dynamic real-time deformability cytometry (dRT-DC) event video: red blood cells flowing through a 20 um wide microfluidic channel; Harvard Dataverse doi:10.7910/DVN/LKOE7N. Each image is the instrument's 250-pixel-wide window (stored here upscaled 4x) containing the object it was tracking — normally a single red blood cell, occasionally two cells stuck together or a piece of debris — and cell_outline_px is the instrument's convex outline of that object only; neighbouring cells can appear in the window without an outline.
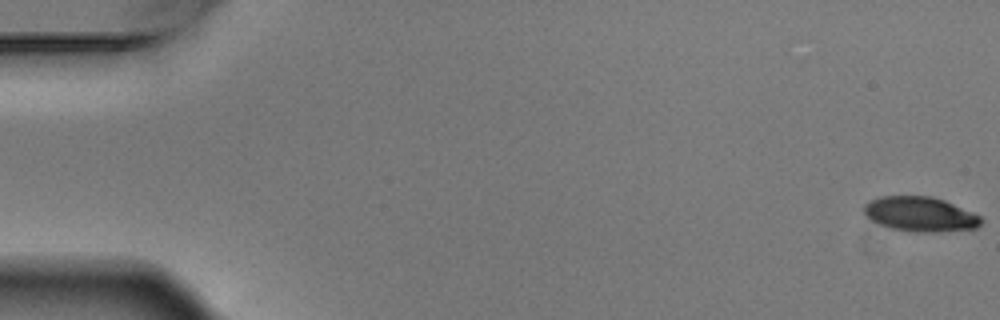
{"species": "Egyptian fruit bat (a non-hibernating species)", "species_latin": "Rousettus aegyptiacus", "temperature_condition": "warm", "stored_images_in_passage": 5, "camera_frame_rate_fps": 3000, "um_per_image_px": 0.085, "animal": {"sex": "male"}, "frame": {"image": 1, "passage_image": 1, "time_ms": 0.0, "image_size_px": [1000, 320], "cell_outline_px": [[984, 220], [976, 228], [936, 232], [908, 232], [892, 228], [880, 224], [872, 220], [864, 212], [864, 204], [880, 196], [932, 196], [944, 200], [972, 212], [980, 216]], "centroid_in_image_um": [78.23, 18.21], "position_along_channel_um": 6.8, "area_um2": 23.58}}
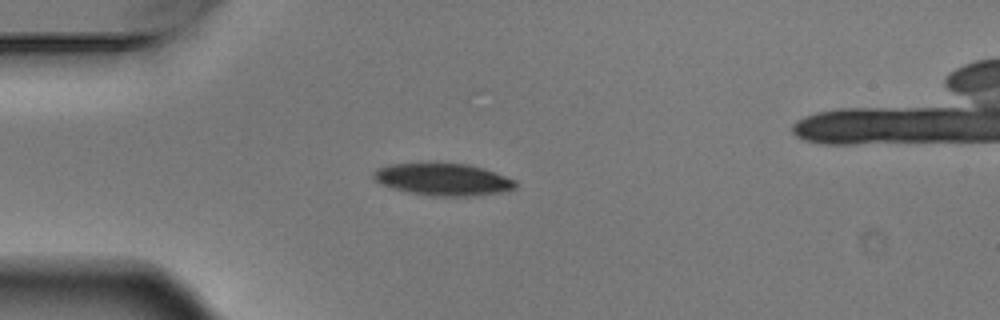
{"frame": {"image": 2, "passage_image": 5, "time_ms": 1.333, "image_size_px": [1000, 320], "cell_outline_px": [[516, 188], [496, 192], [464, 196], [440, 196], [412, 192], [392, 188], [380, 184], [372, 176], [372, 172], [376, 168], [388, 164], [468, 164], [484, 168], [516, 180]], "centroid_in_image_um": [37.63, 15.24], "position_along_channel_um": 47.4, "area_um2": 26.01}}